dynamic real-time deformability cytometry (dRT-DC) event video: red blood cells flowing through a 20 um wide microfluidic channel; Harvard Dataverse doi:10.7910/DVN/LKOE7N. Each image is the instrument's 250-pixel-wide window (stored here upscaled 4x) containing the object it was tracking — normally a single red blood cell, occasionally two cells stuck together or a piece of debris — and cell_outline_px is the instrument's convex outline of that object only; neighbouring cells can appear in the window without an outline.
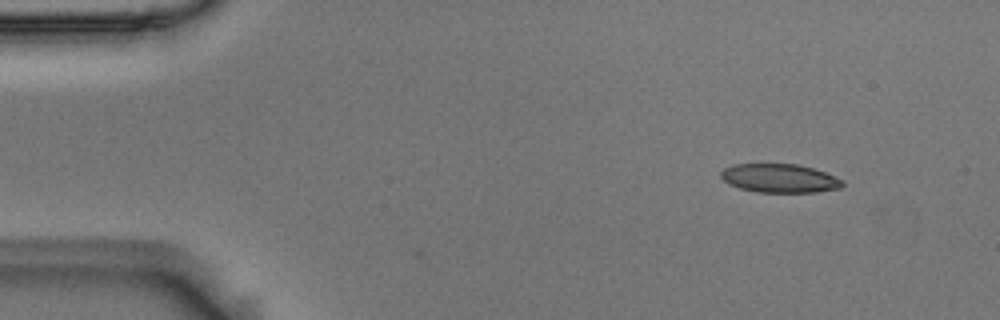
{"species": "Egyptian fruit bat (a non-hibernating species)", "species_latin": "Rousettus aegyptiacus", "temperature_condition": "room temperature", "stored_images_in_passage": 3, "camera_frame_rate_fps": 3000, "um_per_image_px": 0.085, "animal": {"sex": "male"}, "frame": {"image": 1, "passage_image": 1, "time_ms": 0.0, "image_size_px": [1000, 320], "cell_outline_px": [[844, 184], [840, 188], [816, 192], [756, 192], [740, 188], [724, 180], [720, 176], [720, 172], [724, 168], [732, 164], [796, 164], [812, 168], [824, 172], [844, 180]], "centroid_in_image_um": [66.27, 15.15], "position_along_channel_um": 18.7, "area_um2": 20.23}}